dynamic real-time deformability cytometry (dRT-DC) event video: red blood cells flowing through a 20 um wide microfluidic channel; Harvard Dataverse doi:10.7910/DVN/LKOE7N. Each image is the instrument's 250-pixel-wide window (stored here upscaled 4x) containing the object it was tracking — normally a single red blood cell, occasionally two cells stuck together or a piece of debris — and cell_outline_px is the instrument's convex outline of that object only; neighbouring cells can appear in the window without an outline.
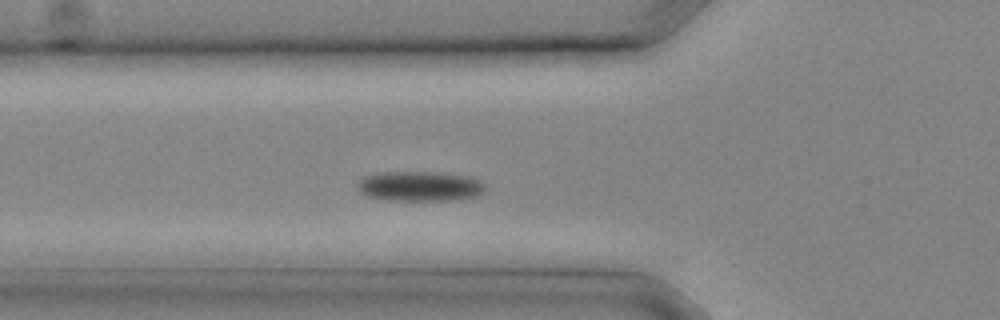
{"species": "common noctule bat (a hibernating species)", "species_latin": "Nyctalus noctula", "temperature_condition": "cold", "stored_images_in_passage": 9, "camera_frame_rate_fps": 3000, "um_per_image_px": 0.085, "animal": {"sex": "male", "body_mass_g": 20.4}, "frame": {"image": 1, "passage_image": 7, "time_ms": 2.0, "image_size_px": [1000, 320], "cell_outline_px": [[484, 192], [480, 196], [456, 200], [388, 200], [364, 196], [360, 192], [356, 184], [364, 176], [384, 172], [444, 172], [472, 176], [480, 180], [484, 184]], "centroid_in_image_um": [35.73, 15.83], "position_along_channel_um": 90.1, "area_um2": 22.72}}
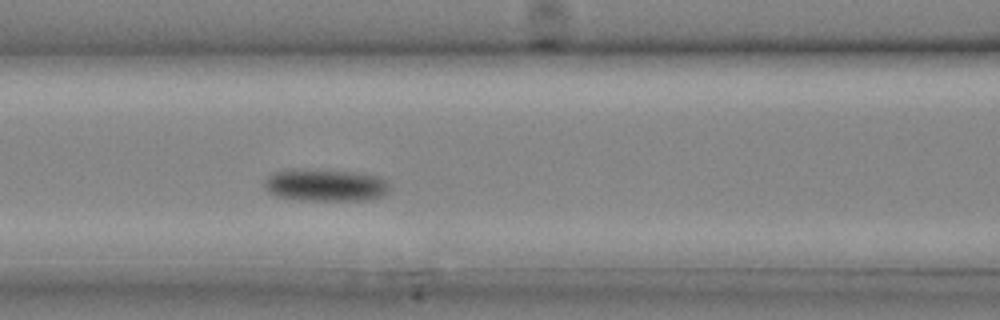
{"frame": {"image": 2, "passage_image": 9, "time_ms": 2.667, "image_size_px": [1000, 320], "cell_outline_px": [[388, 188], [384, 196], [364, 200], [300, 200], [276, 196], [268, 192], [264, 184], [264, 180], [272, 172], [292, 168], [300, 168], [356, 172], [380, 176], [388, 180]], "centroid_in_image_um": [27.63, 15.72], "position_along_channel_um": 139.0, "area_um2": 23.93}}